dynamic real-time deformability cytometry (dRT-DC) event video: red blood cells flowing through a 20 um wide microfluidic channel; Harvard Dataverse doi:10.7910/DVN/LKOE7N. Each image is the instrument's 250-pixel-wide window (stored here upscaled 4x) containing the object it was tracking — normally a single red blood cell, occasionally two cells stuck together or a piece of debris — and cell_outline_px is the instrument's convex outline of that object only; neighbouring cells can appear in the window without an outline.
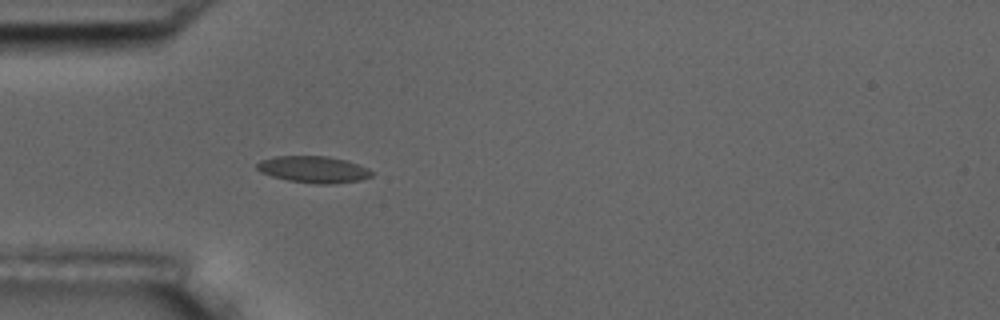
{"species": "common noctule bat (a hibernating species)", "species_latin": "Nyctalus noctula", "temperature_condition": "room temperature", "stored_images_in_passage": 40, "camera_frame_rate_fps": 3000, "um_per_image_px": 0.085, "animal": {"sex": "male", "body_mass_g": 17.5, "forearm_length_mm": 52.3}, "frame": {"image": 1, "passage_image": 1, "time_ms": 0.0, "image_size_px": [1000, 320], "cell_outline_px": [[372, 176], [360, 180], [332, 184], [316, 184], [288, 180], [272, 176], [260, 172], [256, 168], [256, 164], [260, 160], [276, 156], [328, 156], [344, 160], [368, 168], [372, 172]], "centroid_in_image_um": [26.62, 14.4], "position_along_channel_um": 58.4, "area_um2": 17.74}}
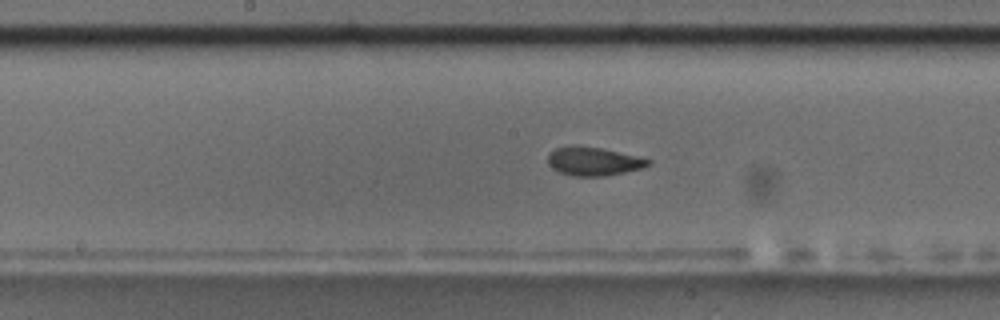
{"frame": {"image": 2, "passage_image": 13, "time_ms": 4.0, "image_size_px": [1000, 320], "cell_outline_px": [[652, 164], [644, 168], [604, 176], [572, 176], [560, 172], [552, 168], [548, 164], [548, 152], [556, 148], [572, 144], [576, 144], [600, 148], [636, 156], [652, 160]], "centroid_in_image_um": [50.42, 13.7], "position_along_channel_um": 197.8, "area_um2": 16.88}}
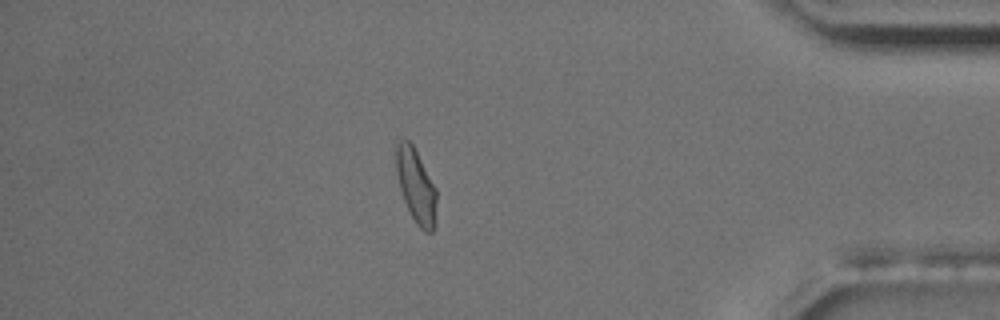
{"frame": {"image": 3, "passage_image": 33, "time_ms": 10.667, "image_size_px": [1000, 320], "cell_outline_px": [[436, 200], [432, 232], [424, 232], [416, 224], [404, 200], [400, 188], [396, 172], [396, 144], [400, 140], [408, 140], [412, 144], [436, 188]], "centroid_in_image_um": [35.34, 15.78], "position_along_channel_um": 399.9, "area_um2": 16.94}, "authors_computed_cell_mechanics": {"area_um2": 16.8487, "velocity_mm_per_s": 3.5818, "shape_relaxation_time_tau1_ms": null, "shape_relaxation_time_tau2_ms": 1.1573, "deformation_change_tau1": null, "deformation_change_tau2": 0.0539}}